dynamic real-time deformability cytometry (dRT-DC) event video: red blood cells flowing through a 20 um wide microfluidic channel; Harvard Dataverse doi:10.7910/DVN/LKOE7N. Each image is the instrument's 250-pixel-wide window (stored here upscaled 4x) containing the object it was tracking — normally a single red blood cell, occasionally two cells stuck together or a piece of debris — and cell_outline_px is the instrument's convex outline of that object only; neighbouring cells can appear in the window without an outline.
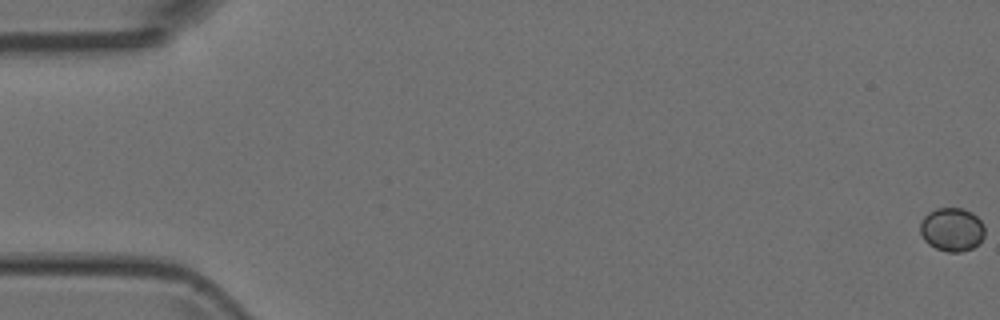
{"species": "Egyptian fruit bat (a non-hibernating species)", "species_latin": "Rousettus aegyptiacus", "temperature_condition": "room temperature", "stored_images_in_passage": 53, "camera_frame_rate_fps": 3000, "um_per_image_px": 0.085, "animal": {"sex": "female"}, "frame": {"image": 1, "passage_image": 1, "time_ms": 0.0, "image_size_px": [1000, 320], "cell_outline_px": [[984, 236], [972, 248], [960, 252], [948, 252], [936, 248], [928, 244], [924, 240], [920, 232], [920, 220], [928, 212], [936, 208], [964, 208], [972, 212], [984, 224]], "centroid_in_image_um": [80.89, 19.49], "position_along_channel_um": 4.1, "area_um2": 16.47}}
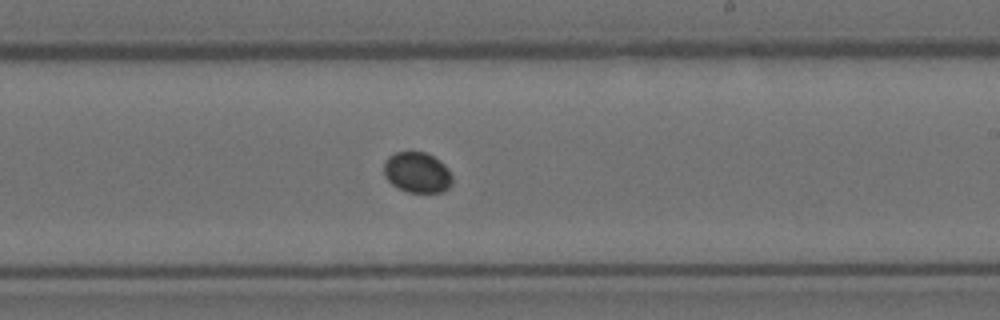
{"frame": {"image": 2, "passage_image": 32, "time_ms": 10.333, "image_size_px": [1000, 320], "cell_outline_px": [[452, 184], [444, 192], [408, 192], [392, 184], [384, 176], [384, 160], [388, 156], [396, 152], [424, 152], [432, 156], [444, 164], [448, 168], [452, 176]], "centroid_in_image_um": [35.46, 14.66], "position_along_channel_um": 253.5, "area_um2": 16.18}}
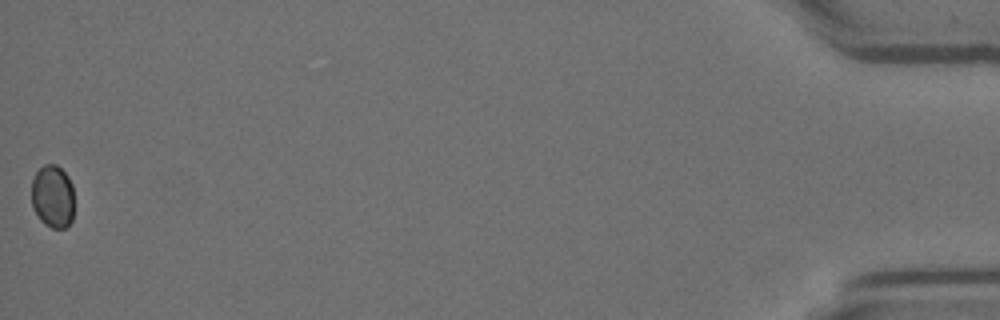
{"frame": {"image": 3, "passage_image": 53, "time_ms": 17.333, "image_size_px": [1000, 320], "cell_outline_px": [[72, 220], [64, 228], [52, 228], [44, 224], [40, 220], [32, 208], [32, 180], [36, 172], [44, 164], [56, 164], [68, 176], [72, 184]], "centroid_in_image_um": [4.46, 16.69], "position_along_channel_um": 430.7, "area_um2": 15.61}}